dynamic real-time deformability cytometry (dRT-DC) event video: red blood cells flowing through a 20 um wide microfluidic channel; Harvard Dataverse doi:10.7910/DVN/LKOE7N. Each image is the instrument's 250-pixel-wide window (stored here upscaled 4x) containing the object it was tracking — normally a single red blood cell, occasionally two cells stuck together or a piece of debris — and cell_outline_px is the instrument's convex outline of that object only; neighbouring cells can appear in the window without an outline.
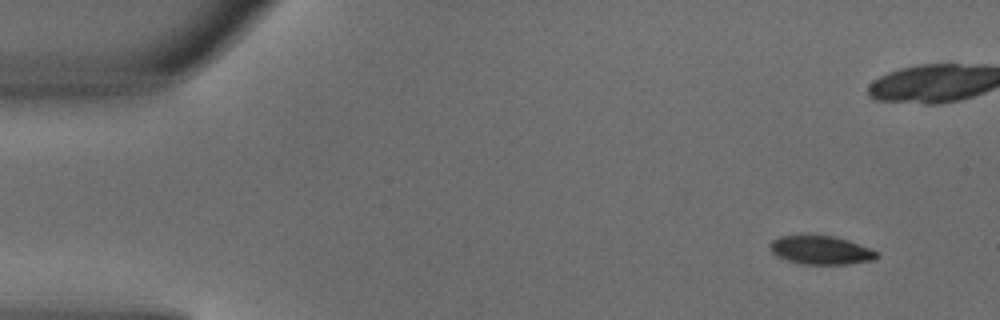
{"species": "common noctule bat (a hibernating species)", "species_latin": "Nyctalus noctula", "temperature_condition": "warm", "stored_images_in_passage": 3, "camera_frame_rate_fps": 3000, "um_per_image_px": 0.085, "animal": {"sex": "male", "body_mass_g": 18.8}, "frame": {"image": 1, "passage_image": 1, "time_ms": 0.0, "image_size_px": [1000, 320], "cell_outline_px": [[880, 256], [872, 260], [848, 264], [804, 264], [788, 260], [776, 256], [772, 252], [768, 244], [772, 240], [780, 236], [800, 232], [832, 236], [848, 240], [880, 252]], "centroid_in_image_um": [69.73, 21.21], "position_along_channel_um": 15.3, "area_um2": 18.38}}